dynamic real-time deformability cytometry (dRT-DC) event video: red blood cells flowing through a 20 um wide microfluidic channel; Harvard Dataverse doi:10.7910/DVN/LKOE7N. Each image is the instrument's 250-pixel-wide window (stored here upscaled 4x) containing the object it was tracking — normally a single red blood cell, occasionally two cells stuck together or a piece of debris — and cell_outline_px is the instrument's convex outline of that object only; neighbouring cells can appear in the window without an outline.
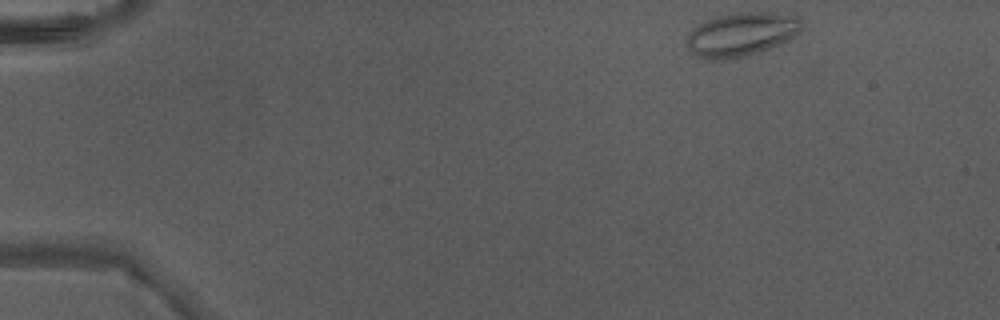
{"species": "Egyptian fruit bat (a non-hibernating species)", "species_latin": "Rousettus aegyptiacus", "temperature_condition": "warm", "stored_images_in_passage": 4, "camera_frame_rate_fps": 3000, "um_per_image_px": 0.085, "animal": {"sex": "male"}, "frame": {"image": 1, "passage_image": 1, "time_ms": 0.0, "image_size_px": [1000, 320], "cell_outline_px": [[804, 28], [796, 36], [788, 40], [768, 48], [744, 56], [720, 60], [708, 60], [696, 56], [684, 44], [684, 40], [688, 32], [692, 28], [716, 16], [732, 12], [768, 12], [800, 16], [804, 24]], "centroid_in_image_um": [63.01, 2.9], "position_along_channel_um": 22.0, "area_um2": 29.77}}